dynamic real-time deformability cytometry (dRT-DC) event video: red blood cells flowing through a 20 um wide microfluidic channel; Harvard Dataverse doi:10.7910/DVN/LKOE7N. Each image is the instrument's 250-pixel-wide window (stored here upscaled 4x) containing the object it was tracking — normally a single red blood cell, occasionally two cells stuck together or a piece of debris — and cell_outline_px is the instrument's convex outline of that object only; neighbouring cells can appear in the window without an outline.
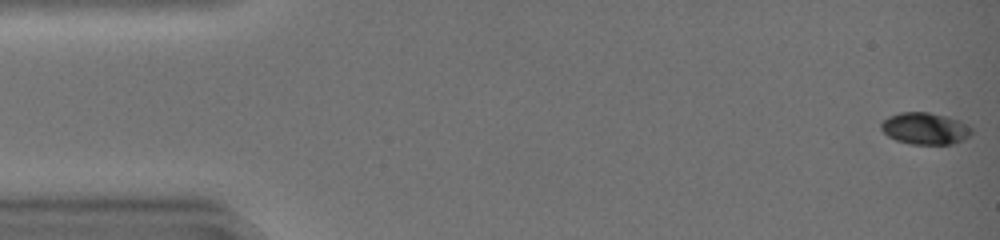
{"species": "common noctule bat (a hibernating species)", "species_latin": "Nyctalus noctula", "temperature_condition": "warm", "stored_images_in_passage": 46, "camera_frame_rate_fps": 3000, "um_per_image_px": 0.085, "animal": {"sex": "female", "body_mass_g": 19.0, "forearm_length_mm": 51.5}, "frame": {"image": 1, "passage_image": 1, "time_ms": 0.0, "image_size_px": [1000, 240], "cell_outline_px": [[972, 132], [964, 140], [952, 144], [908, 144], [896, 140], [888, 136], [880, 128], [880, 124], [888, 116], [900, 112], [928, 112], [948, 116], [960, 120], [968, 124], [972, 128]], "centroid_in_image_um": [78.64, 10.92], "position_along_channel_um": 6.4, "area_um2": 16.99}}
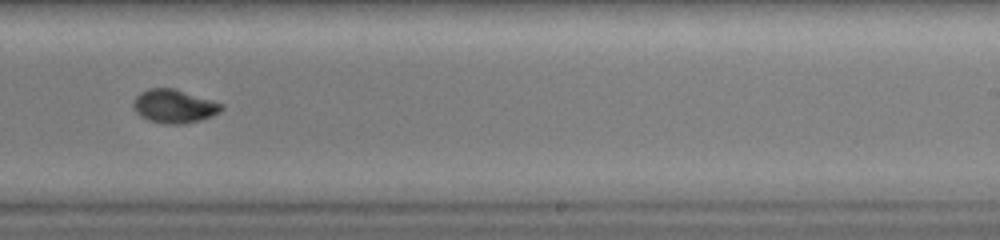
{"frame": {"image": 2, "passage_image": 30, "time_ms": 9.667, "image_size_px": [1000, 240], "cell_outline_px": [[224, 108], [220, 112], [212, 116], [200, 120], [180, 124], [176, 124], [148, 120], [136, 112], [132, 104], [136, 96], [140, 92], [148, 88], [176, 88], [224, 104]], "centroid_in_image_um": [14.82, 9.0], "position_along_channel_um": 274.2, "area_um2": 17.17}}
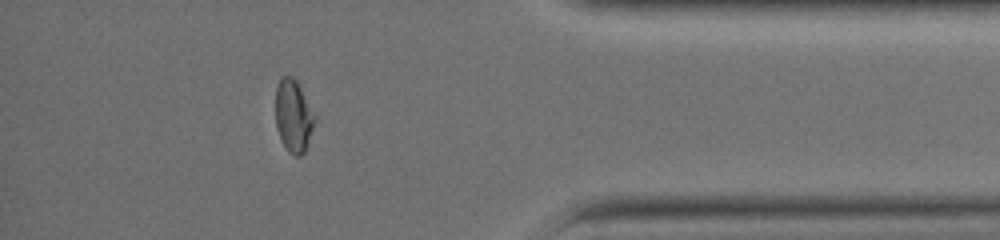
{"frame": {"image": 3, "passage_image": 41, "time_ms": 13.333, "image_size_px": [1000, 240], "cell_outline_px": [[316, 120], [304, 152], [300, 156], [296, 156], [288, 152], [276, 128], [276, 88], [280, 80], [284, 76], [292, 76], [296, 80], [316, 116]], "centroid_in_image_um": [24.95, 9.86], "position_along_channel_um": 410.3, "area_um2": 16.3}, "authors_computed_cell_mechanics": {"area_um2": 16.9354, "velocity_mm_per_s": 4.2009, "shape_relaxation_time_tau1_ms": 6.4522, "shape_relaxation_time_tau2_ms": 2.0507, "deformation_change_tau1": 0.2088, "deformation_change_tau2": 0.0421}}